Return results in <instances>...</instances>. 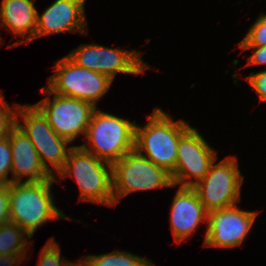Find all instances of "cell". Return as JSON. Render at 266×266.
Returning a JSON list of instances; mask_svg holds the SVG:
<instances>
[{"mask_svg":"<svg viewBox=\"0 0 266 266\" xmlns=\"http://www.w3.org/2000/svg\"><path fill=\"white\" fill-rule=\"evenodd\" d=\"M57 176L38 182L10 183V220L30 237L42 224L58 219H71L59 210L52 193Z\"/></svg>","mask_w":266,"mask_h":266,"instance_id":"cell-1","label":"cell"},{"mask_svg":"<svg viewBox=\"0 0 266 266\" xmlns=\"http://www.w3.org/2000/svg\"><path fill=\"white\" fill-rule=\"evenodd\" d=\"M171 115L156 107L145 126L136 124L135 150L169 173L175 170L180 137L191 127L185 120L174 121Z\"/></svg>","mask_w":266,"mask_h":266,"instance_id":"cell-2","label":"cell"},{"mask_svg":"<svg viewBox=\"0 0 266 266\" xmlns=\"http://www.w3.org/2000/svg\"><path fill=\"white\" fill-rule=\"evenodd\" d=\"M58 175L61 179L67 176L75 179L81 202L114 206L112 164L98 159L80 145L72 146Z\"/></svg>","mask_w":266,"mask_h":266,"instance_id":"cell-3","label":"cell"},{"mask_svg":"<svg viewBox=\"0 0 266 266\" xmlns=\"http://www.w3.org/2000/svg\"><path fill=\"white\" fill-rule=\"evenodd\" d=\"M136 121H129L96 108L80 145L98 159L110 164L135 148Z\"/></svg>","mask_w":266,"mask_h":266,"instance_id":"cell-4","label":"cell"},{"mask_svg":"<svg viewBox=\"0 0 266 266\" xmlns=\"http://www.w3.org/2000/svg\"><path fill=\"white\" fill-rule=\"evenodd\" d=\"M21 117V119H19ZM21 121L23 124H21ZM16 127L19 128L33 143L44 168L53 176L64 166L72 146L60 137L49 125L46 116L35 105L17 107ZM51 168H50V165Z\"/></svg>","mask_w":266,"mask_h":266,"instance_id":"cell-5","label":"cell"},{"mask_svg":"<svg viewBox=\"0 0 266 266\" xmlns=\"http://www.w3.org/2000/svg\"><path fill=\"white\" fill-rule=\"evenodd\" d=\"M112 179L114 206L133 192L174 187L171 173L156 166L135 149L112 164Z\"/></svg>","mask_w":266,"mask_h":266,"instance_id":"cell-6","label":"cell"},{"mask_svg":"<svg viewBox=\"0 0 266 266\" xmlns=\"http://www.w3.org/2000/svg\"><path fill=\"white\" fill-rule=\"evenodd\" d=\"M53 70L56 72L47 82L52 93L89 102L96 108L113 83L107 75L80 67L67 55L56 61Z\"/></svg>","mask_w":266,"mask_h":266,"instance_id":"cell-7","label":"cell"},{"mask_svg":"<svg viewBox=\"0 0 266 266\" xmlns=\"http://www.w3.org/2000/svg\"><path fill=\"white\" fill-rule=\"evenodd\" d=\"M216 161L217 159L211 164L204 178L193 186L208 212L240 202L244 182L235 156H226L218 163H215Z\"/></svg>","mask_w":266,"mask_h":266,"instance_id":"cell-8","label":"cell"},{"mask_svg":"<svg viewBox=\"0 0 266 266\" xmlns=\"http://www.w3.org/2000/svg\"><path fill=\"white\" fill-rule=\"evenodd\" d=\"M47 97L35 105L46 116L49 125L71 144L79 135H85L96 109L91 103L52 93L47 87L40 90ZM53 95V99H51Z\"/></svg>","mask_w":266,"mask_h":266,"instance_id":"cell-9","label":"cell"},{"mask_svg":"<svg viewBox=\"0 0 266 266\" xmlns=\"http://www.w3.org/2000/svg\"><path fill=\"white\" fill-rule=\"evenodd\" d=\"M143 52L109 48L99 44H81L67 55L78 66L107 75L114 81L117 73L139 75L149 67Z\"/></svg>","mask_w":266,"mask_h":266,"instance_id":"cell-10","label":"cell"},{"mask_svg":"<svg viewBox=\"0 0 266 266\" xmlns=\"http://www.w3.org/2000/svg\"><path fill=\"white\" fill-rule=\"evenodd\" d=\"M216 159L217 151L191 126L179 139L177 163L171 173L174 186L179 184V187L193 188L208 173Z\"/></svg>","mask_w":266,"mask_h":266,"instance_id":"cell-11","label":"cell"},{"mask_svg":"<svg viewBox=\"0 0 266 266\" xmlns=\"http://www.w3.org/2000/svg\"><path fill=\"white\" fill-rule=\"evenodd\" d=\"M236 205L208 212L204 246L232 248L242 245L257 217Z\"/></svg>","mask_w":266,"mask_h":266,"instance_id":"cell-12","label":"cell"},{"mask_svg":"<svg viewBox=\"0 0 266 266\" xmlns=\"http://www.w3.org/2000/svg\"><path fill=\"white\" fill-rule=\"evenodd\" d=\"M86 0H55L43 14L37 12L35 39L62 32H78L86 35Z\"/></svg>","mask_w":266,"mask_h":266,"instance_id":"cell-13","label":"cell"},{"mask_svg":"<svg viewBox=\"0 0 266 266\" xmlns=\"http://www.w3.org/2000/svg\"><path fill=\"white\" fill-rule=\"evenodd\" d=\"M170 209V224L175 241L185 242L195 230L208 220V211L191 187H179Z\"/></svg>","mask_w":266,"mask_h":266,"instance_id":"cell-14","label":"cell"},{"mask_svg":"<svg viewBox=\"0 0 266 266\" xmlns=\"http://www.w3.org/2000/svg\"><path fill=\"white\" fill-rule=\"evenodd\" d=\"M9 143L12 150V177L11 183L38 182L50 180L53 176L44 168L39 155L30 141L16 126L9 134Z\"/></svg>","mask_w":266,"mask_h":266,"instance_id":"cell-15","label":"cell"},{"mask_svg":"<svg viewBox=\"0 0 266 266\" xmlns=\"http://www.w3.org/2000/svg\"><path fill=\"white\" fill-rule=\"evenodd\" d=\"M36 0H2L0 5V26L20 39L9 44V48L29 43L35 39L37 27ZM22 37V38H21ZM24 38V39H23Z\"/></svg>","mask_w":266,"mask_h":266,"instance_id":"cell-16","label":"cell"},{"mask_svg":"<svg viewBox=\"0 0 266 266\" xmlns=\"http://www.w3.org/2000/svg\"><path fill=\"white\" fill-rule=\"evenodd\" d=\"M31 237L16 223L0 226V255L27 254ZM30 241V242H29Z\"/></svg>","mask_w":266,"mask_h":266,"instance_id":"cell-17","label":"cell"},{"mask_svg":"<svg viewBox=\"0 0 266 266\" xmlns=\"http://www.w3.org/2000/svg\"><path fill=\"white\" fill-rule=\"evenodd\" d=\"M83 260L88 266H154L151 260L119 250L99 255H85Z\"/></svg>","mask_w":266,"mask_h":266,"instance_id":"cell-18","label":"cell"},{"mask_svg":"<svg viewBox=\"0 0 266 266\" xmlns=\"http://www.w3.org/2000/svg\"><path fill=\"white\" fill-rule=\"evenodd\" d=\"M250 26L246 36L239 42V47L266 46V13L260 14Z\"/></svg>","mask_w":266,"mask_h":266,"instance_id":"cell-19","label":"cell"},{"mask_svg":"<svg viewBox=\"0 0 266 266\" xmlns=\"http://www.w3.org/2000/svg\"><path fill=\"white\" fill-rule=\"evenodd\" d=\"M61 252L59 243L50 238L40 251L37 266H69L72 261L61 258Z\"/></svg>","mask_w":266,"mask_h":266,"instance_id":"cell-20","label":"cell"},{"mask_svg":"<svg viewBox=\"0 0 266 266\" xmlns=\"http://www.w3.org/2000/svg\"><path fill=\"white\" fill-rule=\"evenodd\" d=\"M19 104L11 105L5 100L4 93H0V140L9 137L11 130L16 126V113Z\"/></svg>","mask_w":266,"mask_h":266,"instance_id":"cell-21","label":"cell"},{"mask_svg":"<svg viewBox=\"0 0 266 266\" xmlns=\"http://www.w3.org/2000/svg\"><path fill=\"white\" fill-rule=\"evenodd\" d=\"M12 150L9 143V137L0 140V184H10L12 173Z\"/></svg>","mask_w":266,"mask_h":266,"instance_id":"cell-22","label":"cell"},{"mask_svg":"<svg viewBox=\"0 0 266 266\" xmlns=\"http://www.w3.org/2000/svg\"><path fill=\"white\" fill-rule=\"evenodd\" d=\"M246 80L255 90L260 102H266V69L258 73L251 72Z\"/></svg>","mask_w":266,"mask_h":266,"instance_id":"cell-23","label":"cell"},{"mask_svg":"<svg viewBox=\"0 0 266 266\" xmlns=\"http://www.w3.org/2000/svg\"><path fill=\"white\" fill-rule=\"evenodd\" d=\"M9 200L10 184H0V226L11 222Z\"/></svg>","mask_w":266,"mask_h":266,"instance_id":"cell-24","label":"cell"},{"mask_svg":"<svg viewBox=\"0 0 266 266\" xmlns=\"http://www.w3.org/2000/svg\"><path fill=\"white\" fill-rule=\"evenodd\" d=\"M241 51H248V49L253 50V54L248 58V65H265L266 69V46L262 47H240Z\"/></svg>","mask_w":266,"mask_h":266,"instance_id":"cell-25","label":"cell"},{"mask_svg":"<svg viewBox=\"0 0 266 266\" xmlns=\"http://www.w3.org/2000/svg\"><path fill=\"white\" fill-rule=\"evenodd\" d=\"M27 256L26 254L0 255V266H19L23 260H27Z\"/></svg>","mask_w":266,"mask_h":266,"instance_id":"cell-26","label":"cell"},{"mask_svg":"<svg viewBox=\"0 0 266 266\" xmlns=\"http://www.w3.org/2000/svg\"><path fill=\"white\" fill-rule=\"evenodd\" d=\"M69 266H88V265L83 259H81L79 263L78 262L75 263L72 261Z\"/></svg>","mask_w":266,"mask_h":266,"instance_id":"cell-27","label":"cell"},{"mask_svg":"<svg viewBox=\"0 0 266 266\" xmlns=\"http://www.w3.org/2000/svg\"><path fill=\"white\" fill-rule=\"evenodd\" d=\"M1 34V33H0ZM3 42H2V38L0 36V47L2 46Z\"/></svg>","mask_w":266,"mask_h":266,"instance_id":"cell-28","label":"cell"}]
</instances>
